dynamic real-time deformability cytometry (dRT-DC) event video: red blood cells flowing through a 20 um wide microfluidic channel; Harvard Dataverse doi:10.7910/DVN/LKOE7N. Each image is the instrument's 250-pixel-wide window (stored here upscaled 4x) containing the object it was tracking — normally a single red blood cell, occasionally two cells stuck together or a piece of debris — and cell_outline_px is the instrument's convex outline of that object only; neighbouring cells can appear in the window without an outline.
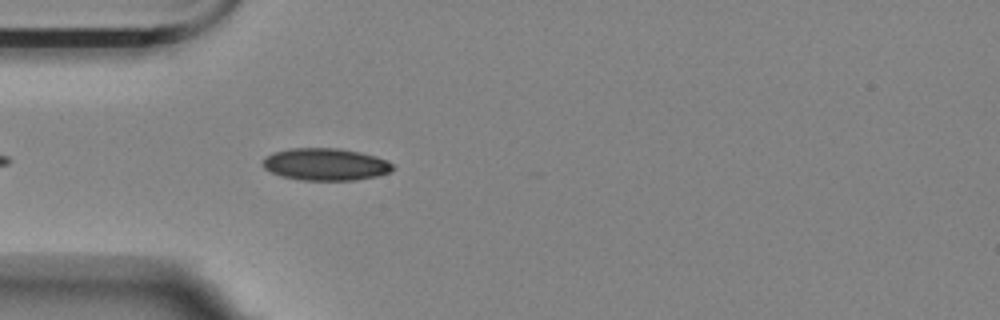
{"species": "Egyptian fruit bat (a non-hibernating species)", "species_latin": "Rousettus aegyptiacus", "temperature_condition": "room temperature", "stored_images_in_passage": 30, "camera_frame_rate_fps": 3000, "um_per_image_px": 0.085, "animal": {"sex": "female"}, "frame": {"image": 1, "passage_image": 5, "time_ms": 1.333, "image_size_px": [1000, 320], "cell_outline_px": [[392, 168], [388, 172], [376, 176], [356, 180], [300, 180], [280, 176], [264, 168], [264, 156], [272, 152], [288, 148], [340, 148], [360, 152], [376, 156], [392, 164]], "centroid_in_image_um": [27.62, 13.96], "position_along_channel_um": 57.4, "area_um2": 24.33}}
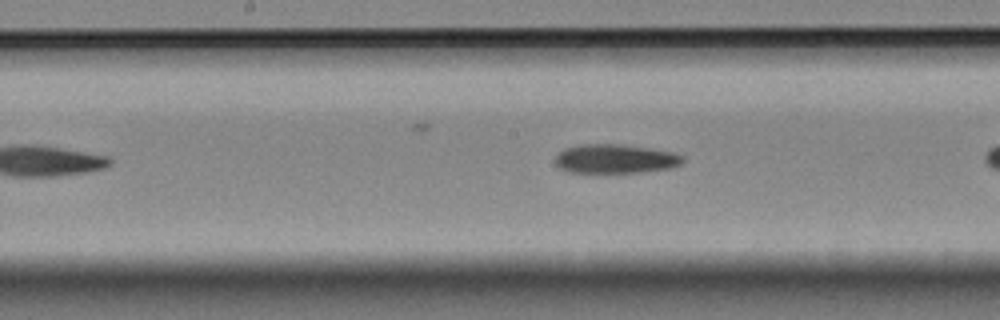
{"frame": {"image": 2, "passage_image": 14, "time_ms": 4.333, "image_size_px": [1000, 320], "cell_outline_px": [[684, 160], [680, 164], [672, 168], [640, 172], [568, 172], [560, 168], [556, 164], [556, 156], [564, 148], [580, 144], [620, 144], [648, 148], [672, 152], [684, 156]], "centroid_in_image_um": [52.3, 13.49], "position_along_channel_um": 195.9, "area_um2": 21.5}}
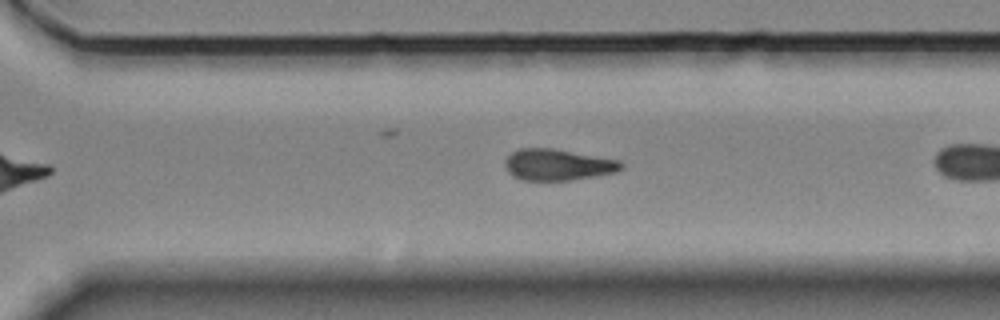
{"frame": {"image": 3, "passage_image": 25, "time_ms": 8.0, "image_size_px": [1000, 320], "cell_outline_px": [[624, 168], [616, 172], [596, 176], [572, 180], [520, 180], [512, 176], [504, 168], [504, 160], [516, 148], [556, 148], [620, 160], [624, 164]], "centroid_in_image_um": [47.4, 13.99], "position_along_channel_um": 323.2, "area_um2": 21.68}}